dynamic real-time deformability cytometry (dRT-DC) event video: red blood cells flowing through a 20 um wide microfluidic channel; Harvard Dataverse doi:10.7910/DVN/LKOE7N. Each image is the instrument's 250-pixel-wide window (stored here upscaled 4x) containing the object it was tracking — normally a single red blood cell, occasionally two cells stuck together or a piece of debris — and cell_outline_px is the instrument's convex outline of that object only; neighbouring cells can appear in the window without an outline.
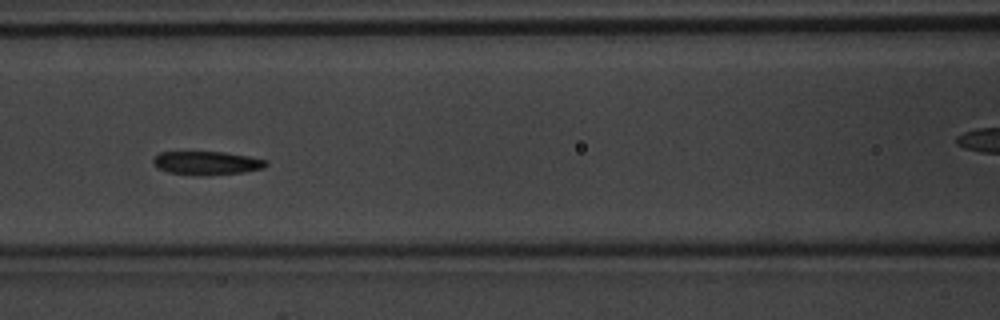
{"species": "common noctule bat (a hibernating species)", "species_latin": "Nyctalus noctula", "temperature_condition": "warm", "stored_images_in_passage": 40, "camera_frame_rate_fps": 3000, "um_per_image_px": 0.085, "animal": {"sex": "male", "body_mass_g": 20.1, "forearm_length_mm": 53.5}, "frame": {"image": 1, "passage_image": 12, "time_ms": 3.667, "image_size_px": [1000, 320], "cell_outline_px": [[268, 164], [264, 168], [244, 172], [208, 176], [200, 176], [168, 172], [156, 168], [152, 164], [152, 160], [160, 152], [224, 152], [248, 156], [268, 160]], "centroid_in_image_um": [17.57, 13.87], "position_along_channel_um": 149.0, "area_um2": 15.72}}
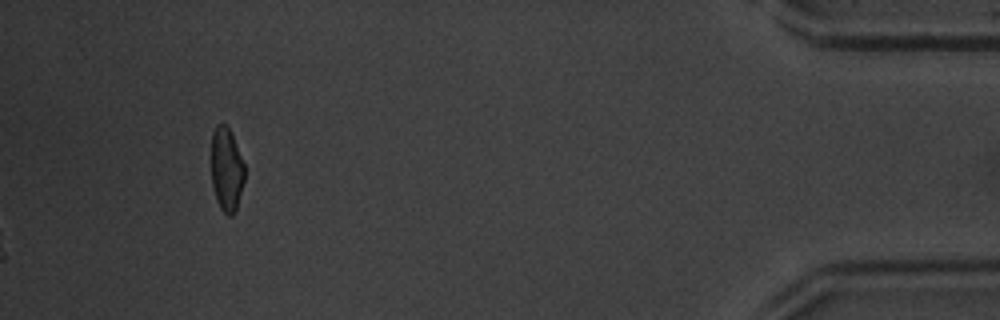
{"frame": {"image": 2, "passage_image": 40, "time_ms": 13.0, "image_size_px": [1000, 320], "cell_outline_px": [[244, 180], [236, 208], [232, 216], [228, 216], [220, 208], [216, 200], [212, 184], [212, 132], [216, 124], [224, 124], [228, 128], [232, 136], [244, 164]], "centroid_in_image_um": [19.24, 14.42], "position_along_channel_um": 416.0, "area_um2": 15.95}, "authors_computed_cell_mechanics": {"area_um2": 15.5193, "velocity_mm_per_s": 4.2102, "shape_relaxation_time_tau1_ms": null, "shape_relaxation_time_tau2_ms": 5.2851, "deformation_change_tau1": null, "deformation_change_tau2": 0.153}}